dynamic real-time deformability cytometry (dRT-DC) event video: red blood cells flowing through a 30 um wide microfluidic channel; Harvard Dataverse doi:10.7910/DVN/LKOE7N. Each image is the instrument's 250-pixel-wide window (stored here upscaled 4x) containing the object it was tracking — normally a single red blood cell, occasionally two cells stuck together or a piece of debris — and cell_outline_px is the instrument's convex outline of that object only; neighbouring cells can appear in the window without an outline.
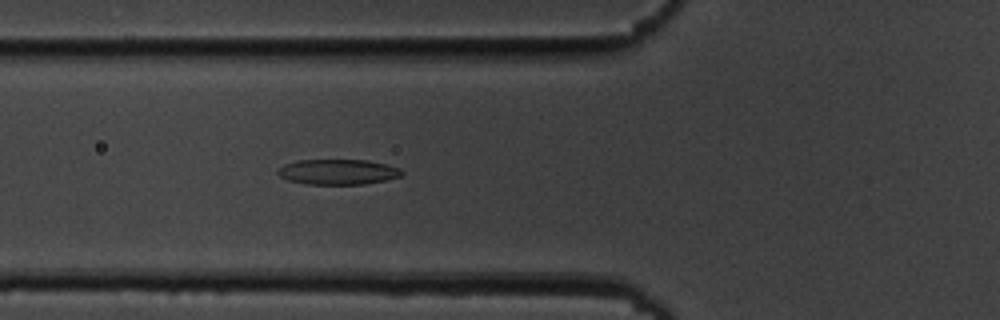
{"species": "common noctule bat (a hibernating species)", "species_latin": "Nyctalus noctula", "temperature_condition": "cold", "stored_images_in_passage": 55, "camera_frame_rate_fps": 3000, "um_per_image_px": 0.085, "animal": {"sex": "male", "body_mass_g": 19.5, "forearm_length_mm": 54.6}, "frame": {"image": 1, "passage_image": 20, "time_ms": 6.333, "image_size_px": [1000, 320], "cell_outline_px": [[404, 172], [400, 176], [384, 180], [364, 184], [304, 184], [288, 180], [280, 176], [276, 172], [276, 168], [284, 164], [296, 160], [368, 160], [388, 164], [400, 168]], "centroid_in_image_um": [28.69, 14.6], "position_along_channel_um": 97.1, "area_um2": 18.44}}
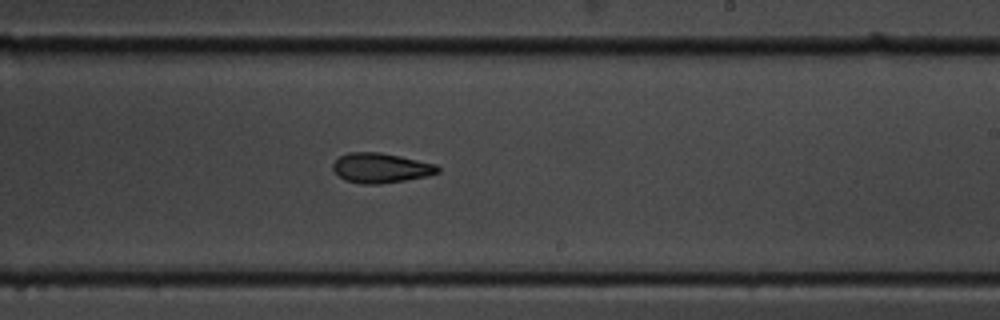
{"frame": {"image": 2, "passage_image": 33, "time_ms": 10.667, "image_size_px": [1000, 320], "cell_outline_px": [[440, 172], [428, 176], [380, 184], [360, 184], [344, 180], [332, 168], [332, 164], [340, 156], [348, 152], [380, 152], [400, 156], [436, 164], [440, 168]], "centroid_in_image_um": [32.37, 14.27], "position_along_channel_um": 256.6, "area_um2": 18.26}}
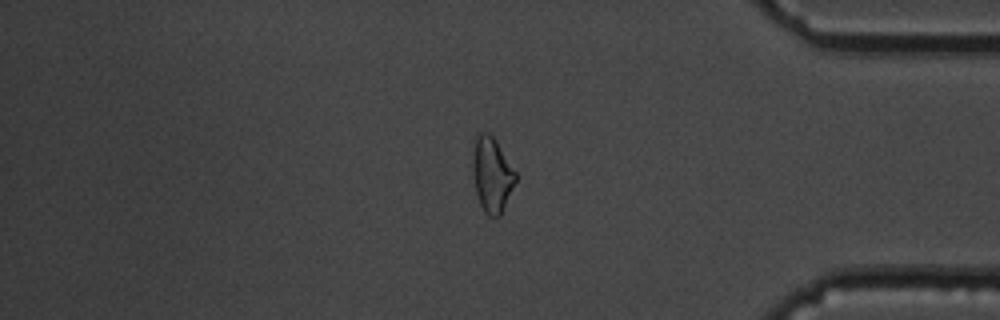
{"frame": {"image": 3, "passage_image": 46, "time_ms": 15.0, "image_size_px": [1000, 320], "cell_outline_px": [[516, 180], [500, 216], [488, 216], [484, 212], [480, 204], [476, 192], [472, 172], [472, 164], [476, 136], [480, 132], [488, 132], [496, 140], [516, 172]], "centroid_in_image_um": [41.8, 14.84], "position_along_channel_um": 393.4, "area_um2": 18.55}, "authors_computed_cell_mechanics": {"area_um2": 18.9006, "velocity_mm_per_s": 3.676, "shape_relaxation_time_tau1_ms": 3.4917, "shape_relaxation_time_tau2_ms": 3.9787, "deformation_change_tau1": 0.1213, "deformation_change_tau2": 0.1164}}